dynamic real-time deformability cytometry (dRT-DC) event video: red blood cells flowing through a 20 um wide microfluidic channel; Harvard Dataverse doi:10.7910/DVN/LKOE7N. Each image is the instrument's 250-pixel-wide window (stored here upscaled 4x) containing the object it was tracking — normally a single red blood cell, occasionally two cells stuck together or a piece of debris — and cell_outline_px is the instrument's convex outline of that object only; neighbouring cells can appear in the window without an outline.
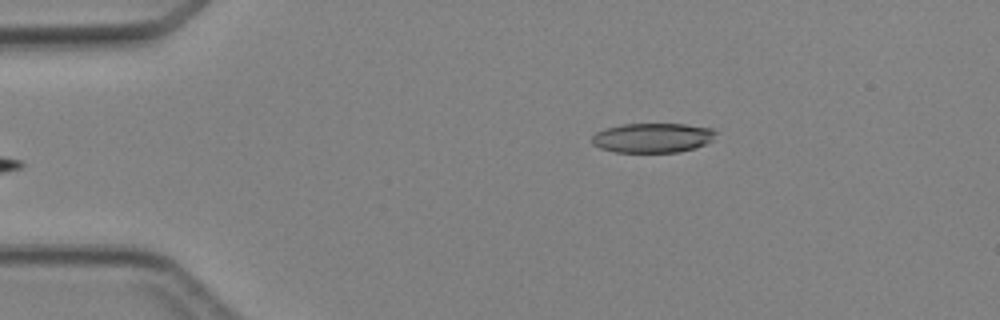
{"species": "Egyptian fruit bat (a non-hibernating species)", "species_latin": "Rousettus aegyptiacus", "temperature_condition": "cold", "stored_images_in_passage": 6, "camera_frame_rate_fps": 3000, "um_per_image_px": 0.085, "animal": {"sex": "female"}, "frame": {"image": 1, "passage_image": 6, "time_ms": 6.0, "image_size_px": [1000, 320], "cell_outline_px": [[716, 132], [712, 140], [704, 144], [680, 152], [616, 152], [600, 148], [592, 144], [592, 136], [596, 132], [620, 124], [684, 124], [712, 128]], "centroid_in_image_um": [55.45, 11.71], "position_along_channel_um": 29.5, "area_um2": 21.21}}